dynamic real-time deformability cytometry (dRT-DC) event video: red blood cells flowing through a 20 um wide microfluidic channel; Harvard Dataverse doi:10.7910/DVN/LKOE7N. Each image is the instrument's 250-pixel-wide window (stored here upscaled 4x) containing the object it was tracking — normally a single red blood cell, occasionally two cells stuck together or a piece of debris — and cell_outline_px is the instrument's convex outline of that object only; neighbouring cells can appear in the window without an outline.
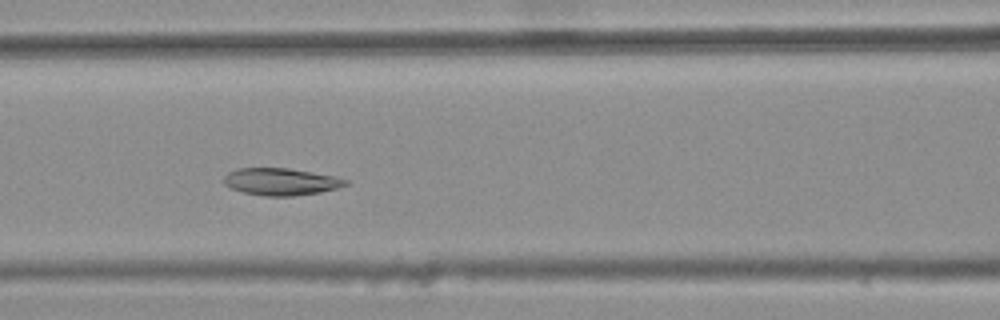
{"species": "common noctule bat (a hibernating species)", "species_latin": "Nyctalus noctula", "temperature_condition": "warm", "stored_images_in_passage": 35, "camera_frame_rate_fps": 3000, "um_per_image_px": 0.085, "animal": {"sex": "female", "body_mass_g": 25.1}, "frame": {"image": 1, "passage_image": 13, "time_ms": 4.0, "image_size_px": [1000, 320], "cell_outline_px": [[348, 184], [336, 188], [320, 192], [292, 196], [264, 196], [244, 192], [232, 188], [224, 184], [224, 176], [228, 172], [236, 168], [288, 168], [332, 176], [348, 180]], "centroid_in_image_um": [23.84, 15.44], "position_along_channel_um": 142.8, "area_um2": 19.02}}
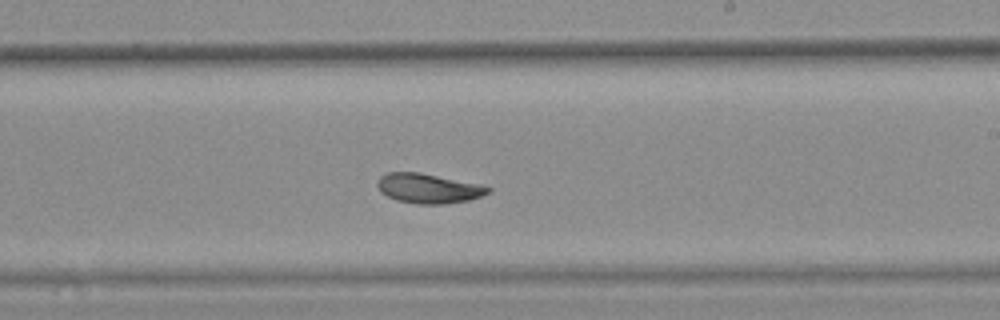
{"frame": {"image": 2, "passage_image": 22, "time_ms": 7.0, "image_size_px": [1000, 320], "cell_outline_px": [[492, 192], [468, 200], [444, 204], [416, 204], [396, 200], [380, 192], [376, 184], [376, 180], [380, 176], [388, 172], [420, 172], [484, 184], [492, 188]], "centroid_in_image_um": [36.44, 16.0], "position_along_channel_um": 252.6, "area_um2": 19.54}}
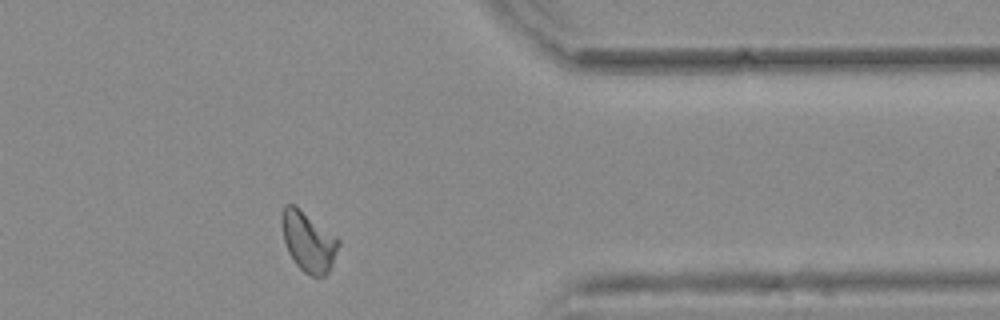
{"frame": {"image": 3, "passage_image": 34, "time_ms": 11.0, "image_size_px": [1000, 320], "cell_outline_px": [[340, 244], [332, 264], [328, 272], [324, 276], [312, 276], [304, 272], [296, 264], [288, 252], [284, 240], [280, 220], [280, 216], [284, 204], [292, 204], [336, 236], [340, 240]], "centroid_in_image_um": [26.19, 20.54], "position_along_channel_um": 385.2, "area_um2": 19.59}, "authors_computed_cell_mechanics": {"area_um2": 19.5364, "velocity_mm_per_s": 3.6711, "shape_relaxation_time_tau1_ms": 7.4467, "shape_relaxation_time_tau2_ms": 5.6139, "deformation_change_tau1": 0.1402, "deformation_change_tau2": 0.0531}}